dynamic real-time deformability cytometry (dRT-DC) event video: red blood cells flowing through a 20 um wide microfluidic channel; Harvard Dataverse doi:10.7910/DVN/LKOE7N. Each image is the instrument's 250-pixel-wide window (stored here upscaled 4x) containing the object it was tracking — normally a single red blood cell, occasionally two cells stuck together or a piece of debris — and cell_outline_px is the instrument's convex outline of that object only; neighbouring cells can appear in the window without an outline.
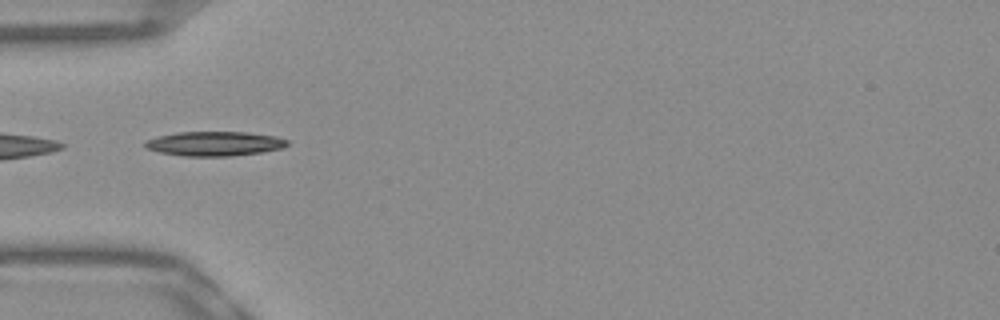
{"species": "Egyptian fruit bat (a non-hibernating species)", "species_latin": "Rousettus aegyptiacus", "temperature_condition": "warm", "stored_images_in_passage": 38, "camera_frame_rate_fps": 3000, "um_per_image_px": 0.085, "frame": {"image": 1, "passage_image": 3, "time_ms": 0.667, "image_size_px": [1000, 320], "cell_outline_px": [[288, 144], [284, 148], [260, 152], [232, 156], [184, 156], [160, 152], [144, 148], [144, 140], [176, 132], [248, 132], [276, 136], [288, 140]], "centroid_in_image_um": [18.23, 12.21], "position_along_channel_um": 66.8, "area_um2": 20.35}}
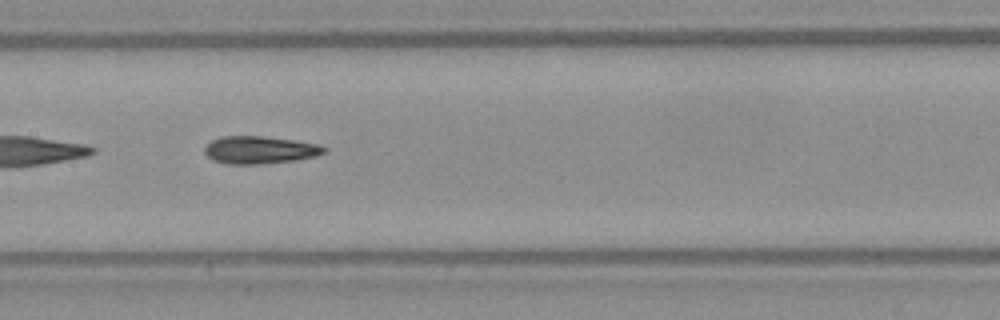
{"frame": {"image": 2, "passage_image": 12, "time_ms": 3.667, "image_size_px": [1000, 320], "cell_outline_px": [[328, 148], [324, 152], [316, 156], [292, 160], [256, 164], [228, 164], [212, 160], [204, 152], [204, 148], [212, 140], [220, 136], [264, 136], [320, 144]], "centroid_in_image_um": [22.06, 12.73], "position_along_channel_um": 185.3, "area_um2": 19.07}}
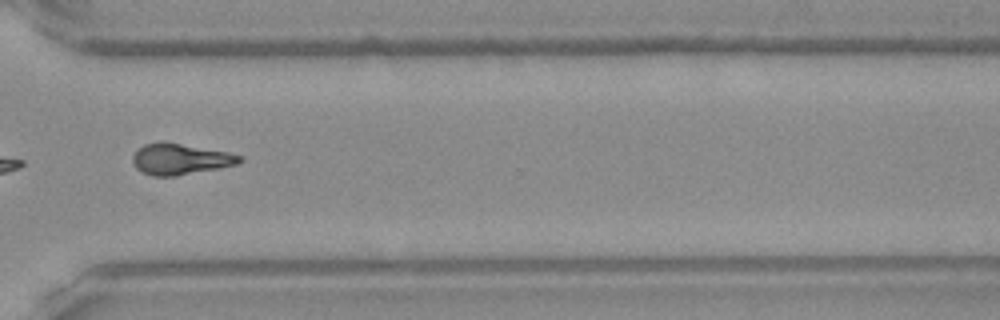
{"frame": {"image": 3, "passage_image": 25, "time_ms": 8.0, "image_size_px": [1000, 320], "cell_outline_px": [[244, 160], [236, 164], [220, 168], [176, 176], [152, 176], [140, 172], [136, 168], [132, 160], [132, 156], [144, 144], [160, 140], [164, 140], [228, 152], [240, 156]], "centroid_in_image_um": [15.29, 13.51], "position_along_channel_um": 355.3, "area_um2": 19.59}, "authors_computed_cell_mechanics": {"area_um2": 18.8428, "velocity_mm_per_s": 3.9286, "shape_relaxation_time_tau1_ms": 9.8398, "shape_relaxation_time_tau2_ms": 3.5272, "deformation_change_tau1": 0.285, "deformation_change_tau2": 0.1234}}